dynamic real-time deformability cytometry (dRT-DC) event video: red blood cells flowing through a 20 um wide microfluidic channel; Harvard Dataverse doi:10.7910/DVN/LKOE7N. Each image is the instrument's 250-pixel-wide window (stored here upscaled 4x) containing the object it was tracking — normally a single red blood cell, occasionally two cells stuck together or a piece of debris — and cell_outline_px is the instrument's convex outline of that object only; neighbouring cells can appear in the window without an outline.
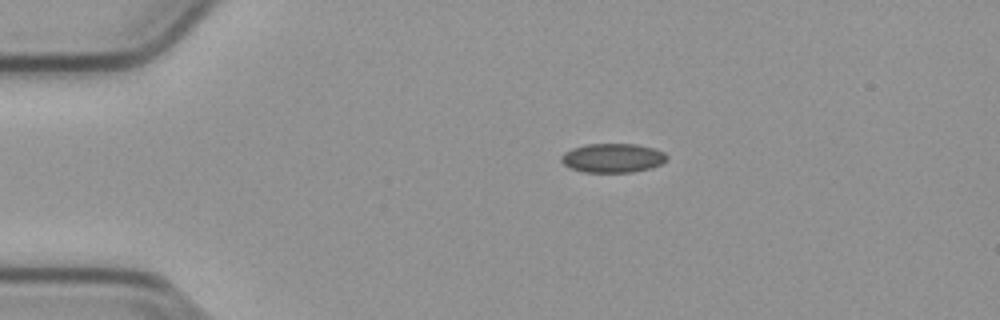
{"species": "common noctule bat (a hibernating species)", "species_latin": "Nyctalus noctula", "temperature_condition": "cold", "stored_images_in_passage": 44, "camera_frame_rate_fps": 3000, "um_per_image_px": 0.085, "animal": {"sex": "male", "body_mass_g": 23.1, "forearm_length_mm": 52.7}, "frame": {"image": 1, "passage_image": 1, "time_ms": 0.0, "image_size_px": [1000, 320], "cell_outline_px": [[668, 160], [652, 168], [632, 172], [584, 172], [572, 168], [564, 164], [560, 160], [560, 156], [564, 152], [572, 148], [588, 144], [636, 144], [652, 148], [664, 152], [668, 156]], "centroid_in_image_um": [52.09, 13.43], "position_along_channel_um": 32.9, "area_um2": 17.92}}
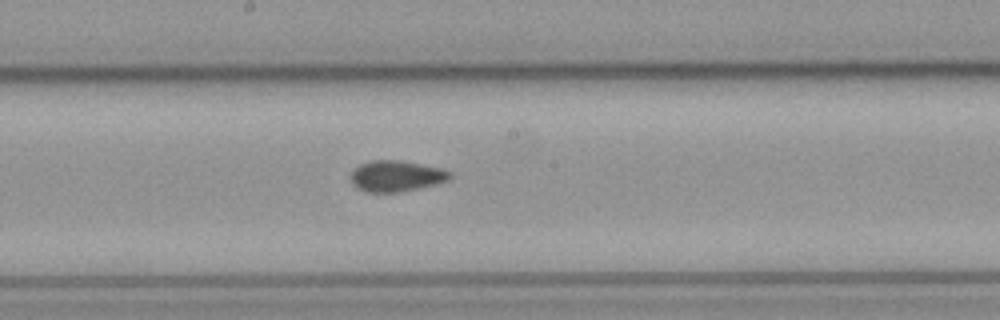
{"frame": {"image": 2, "passage_image": 19, "time_ms": 6.0, "image_size_px": [1000, 320], "cell_outline_px": [[452, 176], [448, 180], [440, 184], [396, 192], [368, 192], [356, 188], [352, 184], [348, 176], [360, 164], [372, 160], [400, 160], [440, 168], [452, 172]], "centroid_in_image_um": [33.67, 14.97], "position_along_channel_um": 214.5, "area_um2": 18.03}}
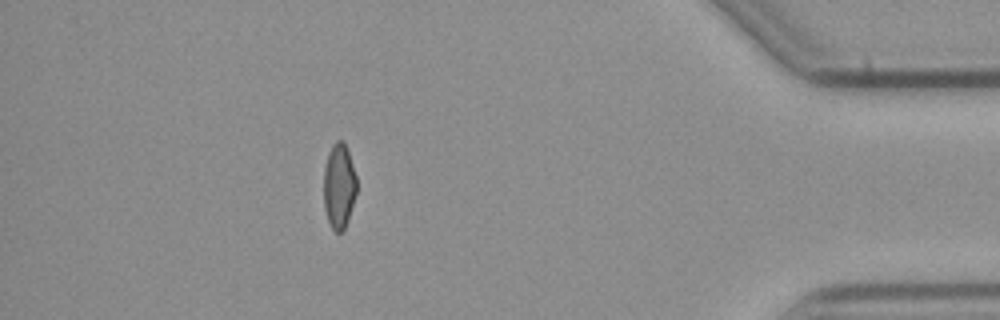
{"frame": {"image": 3, "passage_image": 38, "time_ms": 12.333, "image_size_px": [1000, 320], "cell_outline_px": [[356, 192], [348, 220], [344, 232], [336, 232], [332, 228], [328, 220], [324, 208], [324, 168], [328, 152], [332, 144], [336, 140], [344, 140], [356, 176]], "centroid_in_image_um": [28.81, 15.81], "position_along_channel_um": 406.4, "area_um2": 16.36}, "authors_computed_cell_mechanics": {"area_um2": 17.6001, "velocity_mm_per_s": 3.8133, "shape_relaxation_time_tau1_ms": null, "shape_relaxation_time_tau2_ms": 3.5681, "deformation_change_tau1": null, "deformation_change_tau2": 0.052}}